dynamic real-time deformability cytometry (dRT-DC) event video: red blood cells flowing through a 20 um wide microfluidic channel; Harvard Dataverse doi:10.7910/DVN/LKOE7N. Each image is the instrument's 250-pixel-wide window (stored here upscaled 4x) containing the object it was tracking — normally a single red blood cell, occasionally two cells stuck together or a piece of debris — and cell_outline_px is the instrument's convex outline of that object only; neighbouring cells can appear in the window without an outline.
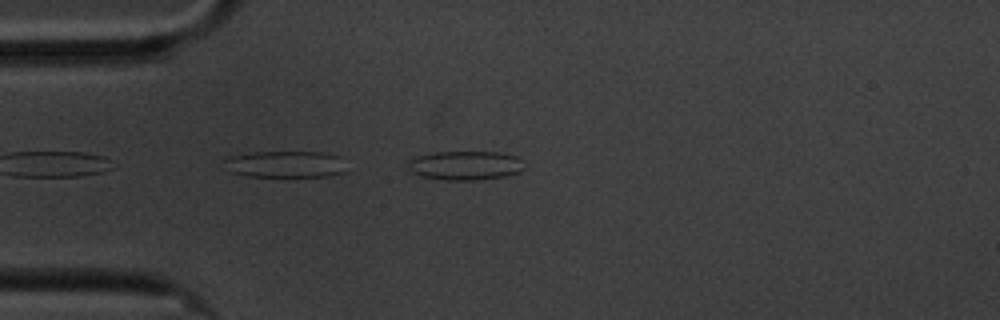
{"species": "common noctule bat (a hibernating species)", "species_latin": "Nyctalus noctula", "temperature_condition": "cold", "stored_images_in_passage": 45, "camera_frame_rate_fps": 3000, "um_per_image_px": 0.085, "animal": {"sex": "male", "body_mass_g": 20.1, "forearm_length_mm": 53.5}, "frame": {"image": 1, "passage_image": 1, "time_ms": 0.0, "image_size_px": [1000, 320], "cell_outline_px": [[524, 168], [520, 172], [508, 176], [476, 180], [444, 180], [420, 176], [408, 172], [408, 160], [416, 156], [436, 152], [500, 152], [516, 156], [524, 160]], "centroid_in_image_um": [39.55, 14.07], "position_along_channel_um": 45.4, "area_um2": 20.11}}
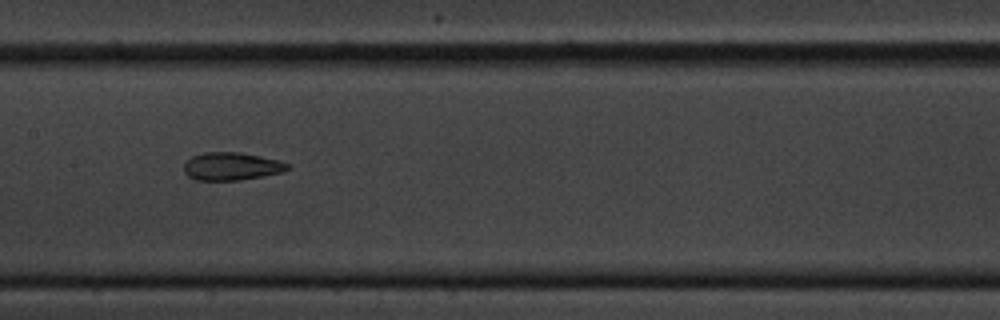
{"frame": {"image": 2, "passage_image": 15, "time_ms": 4.667, "image_size_px": [1000, 320], "cell_outline_px": [[288, 168], [284, 172], [240, 180], [196, 180], [188, 176], [184, 172], [184, 164], [192, 156], [204, 152], [240, 152], [280, 160], [288, 164]], "centroid_in_image_um": [19.67, 14.13], "position_along_channel_um": 187.7, "area_um2": 16.82}}
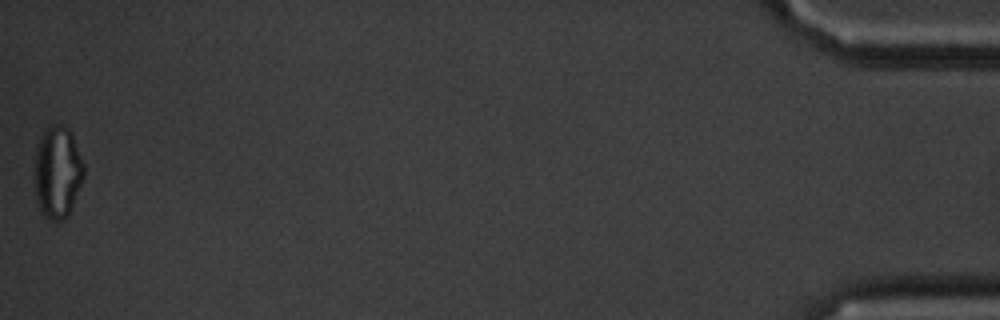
{"frame": {"image": 3, "passage_image": 45, "time_ms": 14.667, "image_size_px": [1000, 320], "cell_outline_px": [[84, 176], [68, 216], [64, 220], [48, 220], [40, 212], [36, 200], [36, 148], [40, 136], [48, 124], [64, 124], [72, 132], [84, 164]], "centroid_in_image_um": [4.9, 14.61], "position_along_channel_um": 430.3, "area_um2": 26.65}, "authors_computed_cell_mechanics": {"area_um2": 17.7446, "velocity_mm_per_s": 3.3773, "shape_relaxation_time_tau1_ms": 5.2364, "shape_relaxation_time_tau2_ms": 2.9122, "deformation_change_tau1": 0.1268, "deformation_change_tau2": 0.1052}}